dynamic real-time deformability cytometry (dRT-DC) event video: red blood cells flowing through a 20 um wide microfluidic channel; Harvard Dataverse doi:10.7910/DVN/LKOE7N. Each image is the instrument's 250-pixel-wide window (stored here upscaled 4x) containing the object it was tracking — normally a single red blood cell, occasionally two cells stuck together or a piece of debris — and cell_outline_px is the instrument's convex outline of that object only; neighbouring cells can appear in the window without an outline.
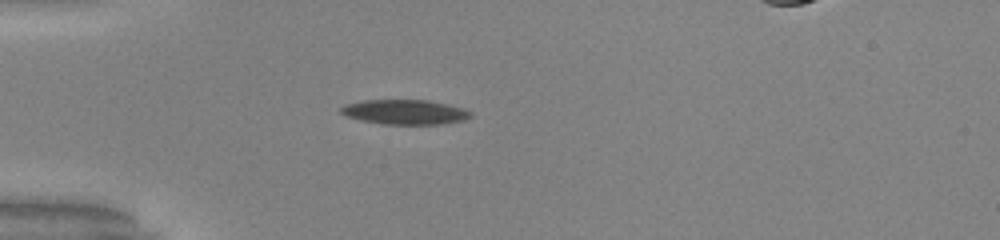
{"species": "common noctule bat (a hibernating species)", "species_latin": "Nyctalus noctula", "temperature_condition": "warm", "stored_images_in_passage": 4, "camera_frame_rate_fps": 3000, "um_per_image_px": 0.085, "animal": {"sex": "male", "body_mass_g": 20.0, "forearm_length_mm": 53.3}, "frame": {"image": 1, "passage_image": 1, "time_ms": 0.0, "image_size_px": [1000, 240], "cell_outline_px": [[472, 116], [460, 120], [436, 124], [384, 124], [364, 120], [348, 116], [340, 112], [340, 108], [344, 104], [364, 100], [428, 100], [464, 108], [472, 112]], "centroid_in_image_um": [34.4, 9.51], "position_along_channel_um": 50.6, "area_um2": 18.38}}